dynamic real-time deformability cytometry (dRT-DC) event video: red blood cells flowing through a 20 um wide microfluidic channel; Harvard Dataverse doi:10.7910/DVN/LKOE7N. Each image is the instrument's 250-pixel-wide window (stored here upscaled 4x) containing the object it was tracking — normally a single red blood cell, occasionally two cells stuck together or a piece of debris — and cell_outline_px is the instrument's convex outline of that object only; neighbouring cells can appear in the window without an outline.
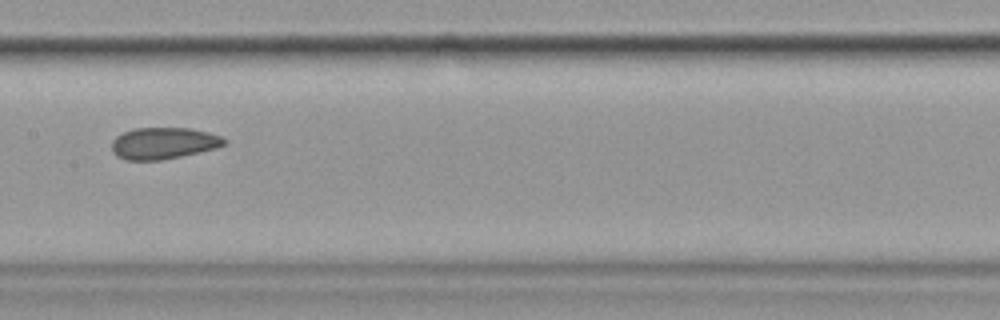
{"species": "common noctule bat (a hibernating species)", "species_latin": "Nyctalus noctula", "temperature_condition": "cold", "stored_images_in_passage": 15, "camera_frame_rate_fps": 3000, "um_per_image_px": 0.085, "animal": {"sex": "female", "body_mass_g": 19.9}, "frame": {"image": 1, "passage_image": 7, "time_ms": 8.0, "image_size_px": [1000, 320], "cell_outline_px": [[228, 144], [216, 148], [180, 156], [160, 160], [124, 160], [116, 156], [112, 152], [112, 140], [116, 136], [124, 132], [136, 128], [192, 128], [208, 132], [220, 136], [228, 140]], "centroid_in_image_um": [13.9, 12.17], "position_along_channel_um": 193.5, "area_um2": 20.81}, "authors_computed_cell_mechanics": {"area_um2": 21.7906, "velocity_mm_per_s": 3.5648, "shape_relaxation_time_tau1_ms": 4.675, "shape_relaxation_time_tau2_ms": 3.3788, "deformation_change_tau1": 0.1329, "deformation_change_tau2": 0.0584}}